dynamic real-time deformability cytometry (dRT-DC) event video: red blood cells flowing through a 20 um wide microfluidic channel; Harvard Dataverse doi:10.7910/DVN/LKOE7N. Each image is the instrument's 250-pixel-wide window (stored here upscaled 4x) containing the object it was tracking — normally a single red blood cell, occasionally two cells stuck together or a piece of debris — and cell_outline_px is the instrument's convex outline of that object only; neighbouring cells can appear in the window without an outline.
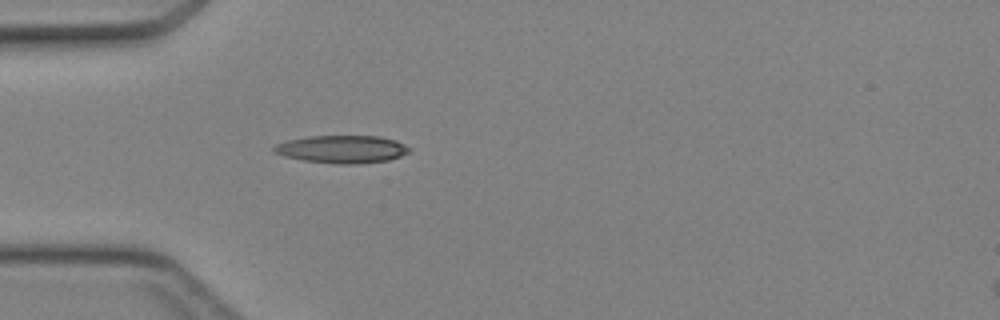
{"species": "Egyptian fruit bat (a non-hibernating species)", "species_latin": "Rousettus aegyptiacus", "temperature_condition": "cold", "stored_images_in_passage": 24, "camera_frame_rate_fps": 3000, "um_per_image_px": 0.085, "animal": {"sex": "female"}, "frame": {"image": 1, "passage_image": 1, "time_ms": 0.0, "image_size_px": [1000, 320], "cell_outline_px": [[412, 148], [408, 152], [400, 156], [388, 160], [360, 164], [336, 164], [304, 160], [284, 156], [272, 152], [272, 148], [276, 144], [288, 140], [308, 136], [380, 136], [396, 140]], "centroid_in_image_um": [29.07, 12.68], "position_along_channel_um": 55.9, "area_um2": 21.96}}
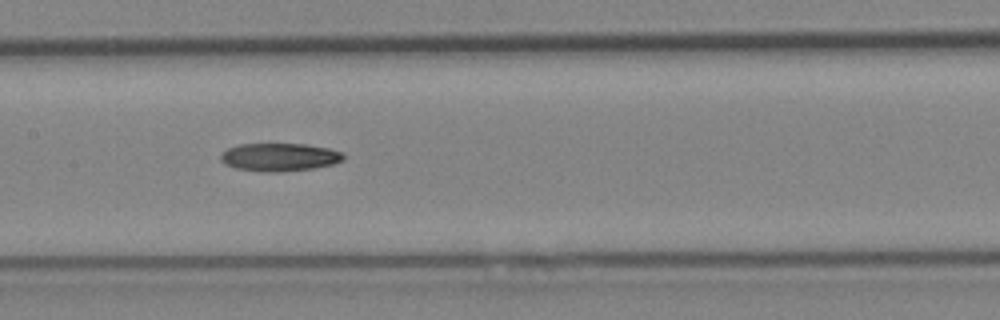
{"frame": {"image": 2, "passage_image": 10, "time_ms": 3.0, "image_size_px": [1000, 320], "cell_outline_px": [[344, 160], [332, 164], [312, 168], [280, 172], [260, 172], [236, 168], [224, 164], [220, 160], [220, 152], [228, 148], [240, 144], [308, 144], [328, 148], [344, 152]], "centroid_in_image_um": [23.73, 13.35], "position_along_channel_um": 183.7, "area_um2": 20.23}}
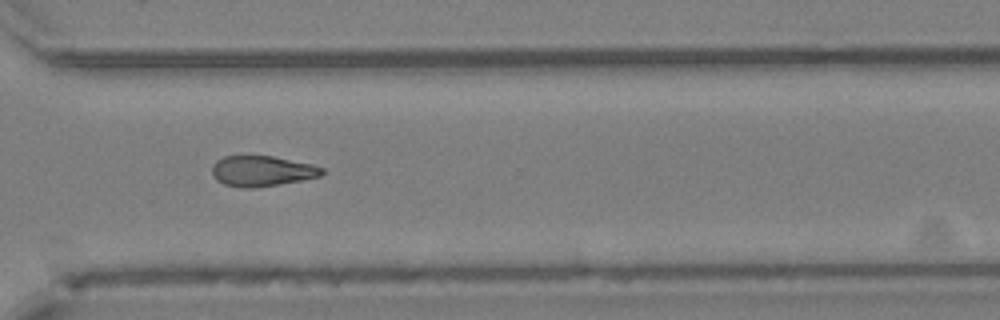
{"frame": {"image": 3, "passage_image": 21, "time_ms": 6.667, "image_size_px": [1000, 320], "cell_outline_px": [[324, 172], [320, 176], [280, 184], [252, 188], [244, 188], [224, 184], [216, 180], [212, 176], [212, 164], [216, 160], [224, 156], [272, 156], [312, 164], [324, 168]], "centroid_in_image_um": [22.23, 14.53], "position_along_channel_um": 348.4, "area_um2": 19.54}}